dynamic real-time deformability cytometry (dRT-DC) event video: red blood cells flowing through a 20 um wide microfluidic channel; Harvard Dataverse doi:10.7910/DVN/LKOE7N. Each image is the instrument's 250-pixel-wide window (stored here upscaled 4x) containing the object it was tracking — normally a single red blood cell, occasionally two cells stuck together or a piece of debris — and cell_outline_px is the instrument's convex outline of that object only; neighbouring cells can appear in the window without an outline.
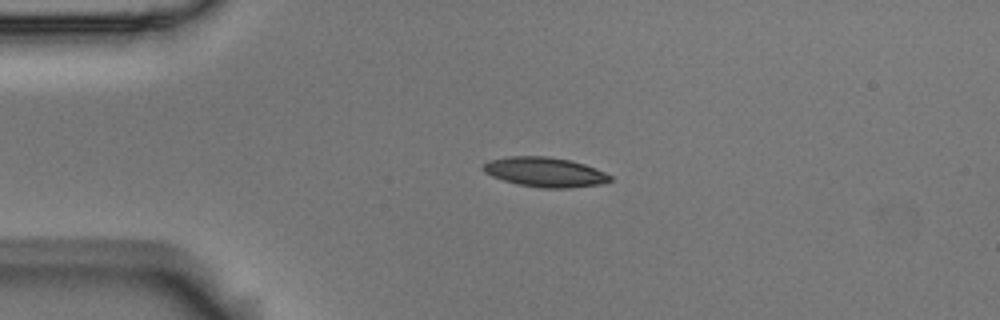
{"species": "Egyptian fruit bat (a non-hibernating species)", "species_latin": "Rousettus aegyptiacus", "temperature_condition": "room temperature", "stored_images_in_passage": 2, "camera_frame_rate_fps": 3000, "um_per_image_px": 0.085, "animal": {"sex": "male"}, "frame": {"image": 1, "passage_image": 1, "time_ms": 0.0, "image_size_px": [1000, 320], "cell_outline_px": [[612, 180], [600, 184], [572, 188], [544, 188], [520, 184], [504, 180], [492, 176], [484, 172], [480, 168], [488, 160], [508, 156], [548, 156], [572, 160], [596, 168], [612, 176]], "centroid_in_image_um": [46.32, 14.61], "position_along_channel_um": 38.7, "area_um2": 22.02}}